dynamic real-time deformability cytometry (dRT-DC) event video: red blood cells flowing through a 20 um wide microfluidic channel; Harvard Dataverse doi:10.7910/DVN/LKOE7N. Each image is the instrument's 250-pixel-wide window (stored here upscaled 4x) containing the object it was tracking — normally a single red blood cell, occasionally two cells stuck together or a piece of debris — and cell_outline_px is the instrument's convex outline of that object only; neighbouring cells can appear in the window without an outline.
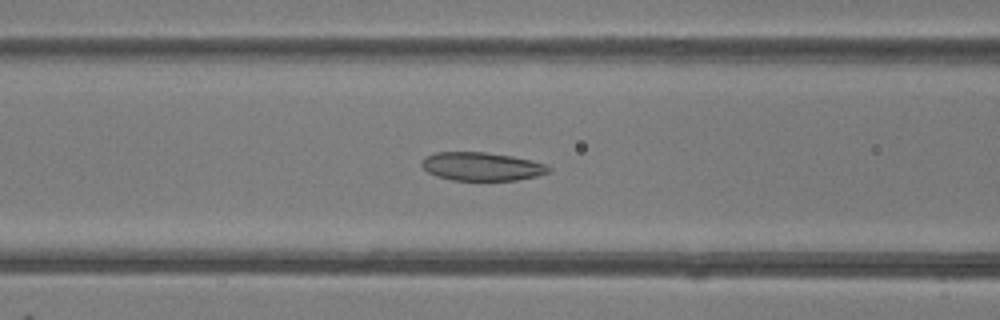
{"species": "common noctule bat (a hibernating species)", "species_latin": "Nyctalus noctula", "temperature_condition": "room temperature", "stored_images_in_passage": 47, "camera_frame_rate_fps": 3000, "um_per_image_px": 0.085, "animal": {"sex": "female"}, "frame": {"image": 1, "passage_image": 18, "time_ms": 5.667, "image_size_px": [1000, 320], "cell_outline_px": [[552, 172], [536, 176], [516, 180], [452, 180], [436, 176], [428, 172], [420, 164], [428, 156], [436, 152], [484, 152], [512, 156], [532, 160], [544, 164], [552, 168]], "centroid_in_image_um": [40.98, 14.15], "position_along_channel_um": 125.6, "area_um2": 20.92}}
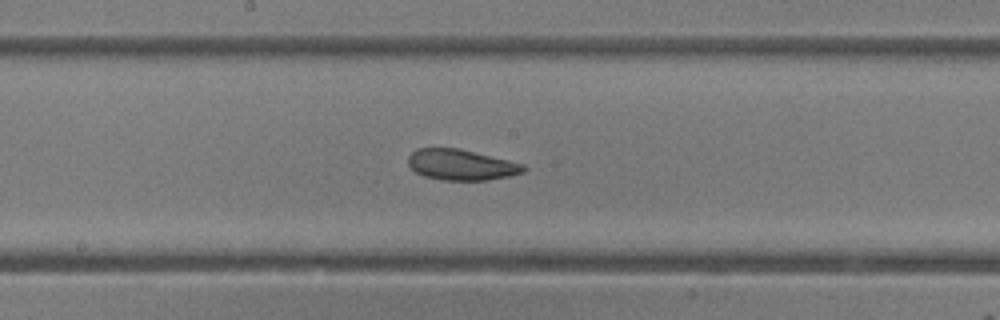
{"frame": {"image": 2, "passage_image": 24, "time_ms": 7.667, "image_size_px": [1000, 320], "cell_outline_px": [[528, 168], [524, 172], [508, 176], [488, 180], [440, 180], [424, 176], [416, 172], [408, 164], [408, 156], [416, 148], [460, 148], [524, 164]], "centroid_in_image_um": [39.2, 14.0], "position_along_channel_um": 209.0, "area_um2": 20.75}}
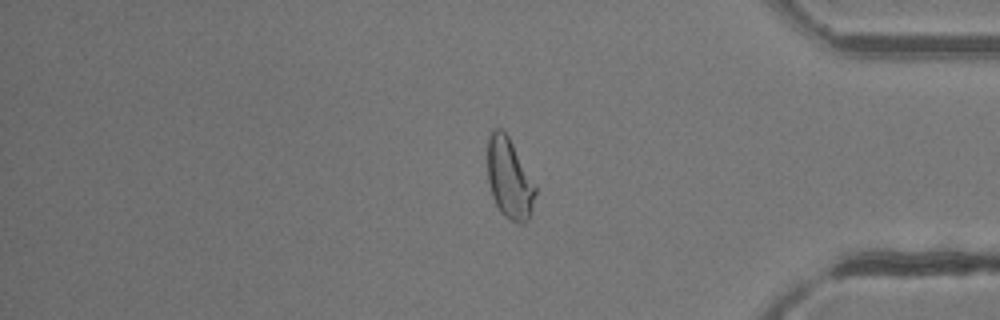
{"frame": {"image": 3, "passage_image": 39, "time_ms": 12.667, "image_size_px": [1000, 320], "cell_outline_px": [[536, 192], [528, 220], [524, 224], [520, 224], [504, 216], [496, 204], [492, 196], [488, 180], [488, 136], [492, 128], [500, 128], [508, 136], [536, 184]], "centroid_in_image_um": [43.3, 15.16], "position_along_channel_um": 391.9, "area_um2": 22.37}}